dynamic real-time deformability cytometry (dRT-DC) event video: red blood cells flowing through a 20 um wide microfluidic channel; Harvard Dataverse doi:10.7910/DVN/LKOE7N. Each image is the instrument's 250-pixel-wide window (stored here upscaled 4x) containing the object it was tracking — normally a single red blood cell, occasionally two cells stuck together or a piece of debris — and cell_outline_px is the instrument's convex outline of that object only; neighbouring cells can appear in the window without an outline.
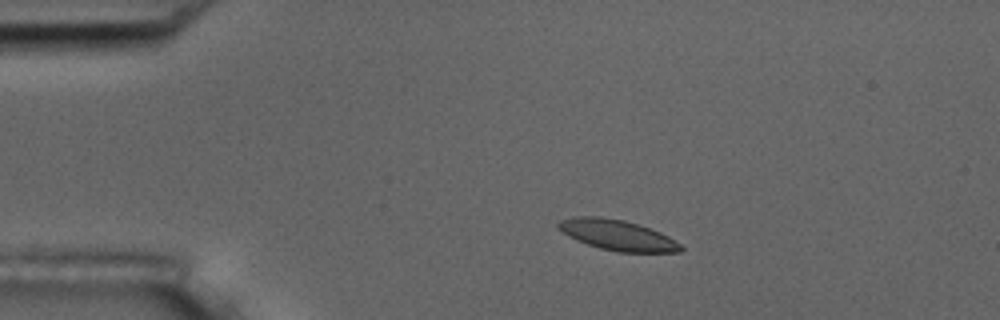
{"species": "common noctule bat (a hibernating species)", "species_latin": "Nyctalus noctula", "temperature_condition": "room temperature", "stored_images_in_passage": 4, "camera_frame_rate_fps": 3000, "um_per_image_px": 0.085, "animal": {"sex": "male", "body_mass_g": 17.5, "forearm_length_mm": 52.3}, "frame": {"image": 1, "passage_image": 3, "time_ms": 2.333, "image_size_px": [1000, 320], "cell_outline_px": [[684, 248], [680, 252], [616, 252], [600, 248], [576, 240], [568, 236], [556, 228], [556, 224], [560, 220], [572, 216], [600, 216], [624, 220], [660, 232], [668, 236], [680, 244]], "centroid_in_image_um": [52.43, 19.97], "position_along_channel_um": 32.6, "area_um2": 21.79}}